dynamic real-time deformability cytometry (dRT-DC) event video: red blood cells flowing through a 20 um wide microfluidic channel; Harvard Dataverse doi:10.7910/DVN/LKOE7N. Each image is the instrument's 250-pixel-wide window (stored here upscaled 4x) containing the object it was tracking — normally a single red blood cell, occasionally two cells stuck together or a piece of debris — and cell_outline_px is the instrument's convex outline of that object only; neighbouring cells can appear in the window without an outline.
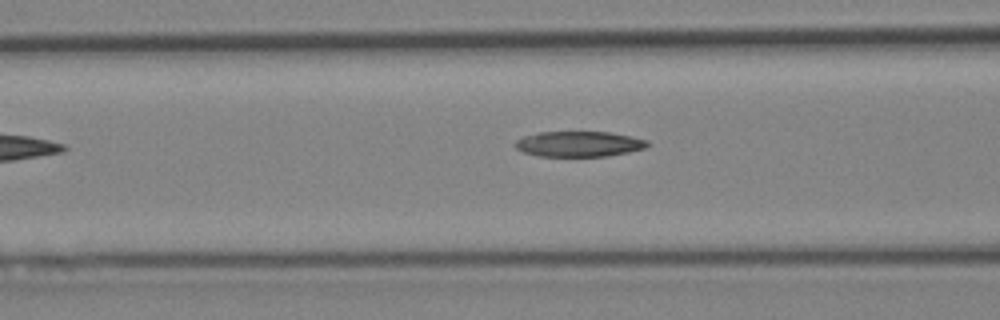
{"species": "Egyptian fruit bat (a non-hibernating species)", "species_latin": "Rousettus aegyptiacus", "temperature_condition": "cold", "stored_images_in_passage": 3, "camera_frame_rate_fps": 3000, "um_per_image_px": 0.085, "animal": {"sex": "female"}, "frame": {"image": 1, "passage_image": 3, "time_ms": 2.333, "image_size_px": [1000, 320], "cell_outline_px": [[652, 144], [644, 148], [628, 152], [608, 156], [540, 156], [524, 152], [516, 148], [512, 144], [516, 140], [524, 136], [540, 132], [608, 132], [648, 140]], "centroid_in_image_um": [49.2, 12.24], "position_along_channel_um": 117.4, "area_um2": 19.54}}